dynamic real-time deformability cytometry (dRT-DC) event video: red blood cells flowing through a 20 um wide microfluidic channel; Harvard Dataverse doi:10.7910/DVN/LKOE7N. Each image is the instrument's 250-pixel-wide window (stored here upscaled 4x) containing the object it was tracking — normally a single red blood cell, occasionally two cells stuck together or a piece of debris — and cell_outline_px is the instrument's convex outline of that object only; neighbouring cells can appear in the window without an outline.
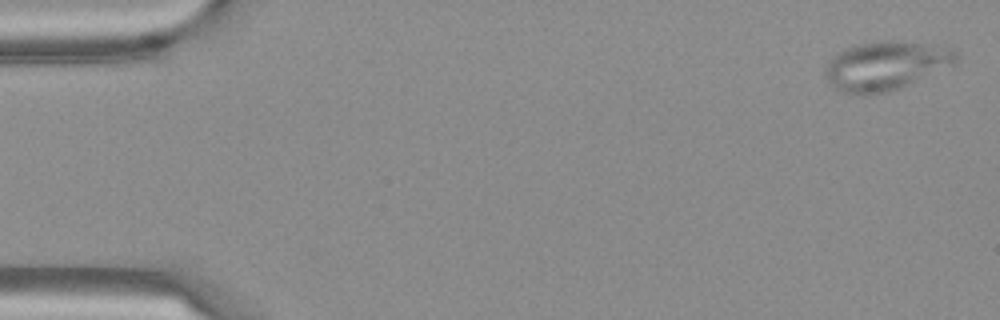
{"species": "Egyptian fruit bat (a non-hibernating species)", "species_latin": "Rousettus aegyptiacus", "temperature_condition": "warm", "stored_images_in_passage": 53, "camera_frame_rate_fps": 3000, "um_per_image_px": 0.085, "frame": {"image": 1, "passage_image": 2, "time_ms": 0.333, "image_size_px": [1000, 320], "cell_outline_px": [[960, 56], [956, 64], [892, 92], [868, 96], [852, 96], [840, 92], [832, 88], [824, 76], [824, 72], [828, 60], [832, 56], [844, 48], [856, 44], [880, 40], [892, 40], [952, 48]], "centroid_in_image_um": [75.23, 5.63], "position_along_channel_um": 9.8, "area_um2": 38.38}}
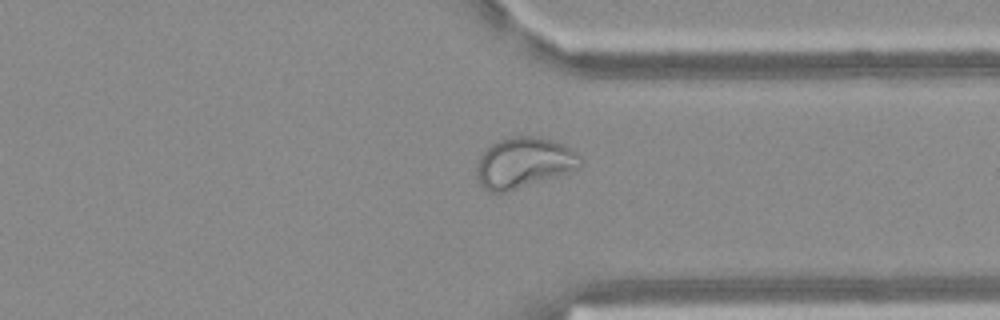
{"frame": {"image": 2, "passage_image": 41, "time_ms": 13.333, "image_size_px": [1000, 320], "cell_outline_px": [[580, 164], [576, 168], [568, 172], [556, 176], [504, 192], [488, 192], [480, 184], [476, 172], [476, 168], [480, 156], [492, 144], [500, 140], [512, 136], [536, 136], [552, 140], [564, 144], [572, 148], [580, 156]], "centroid_in_image_um": [44.51, 13.81], "position_along_channel_um": 366.9, "area_um2": 30.11}}
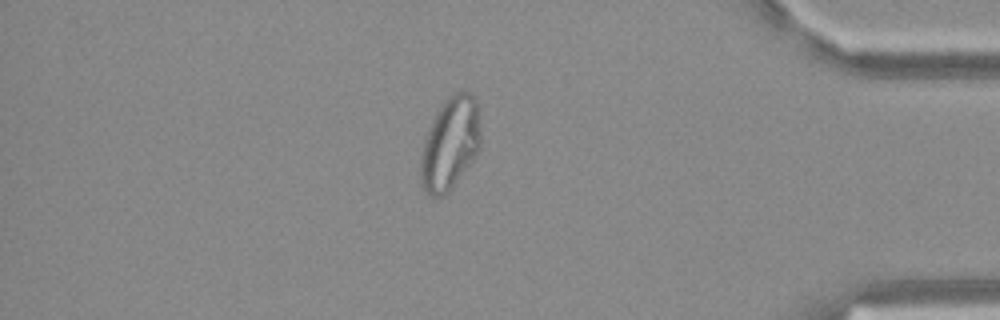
{"frame": {"image": 3, "passage_image": 46, "time_ms": 15.0, "image_size_px": [1000, 320], "cell_outline_px": [[480, 148], [472, 160], [448, 192], [444, 196], [432, 196], [424, 192], [420, 180], [420, 164], [424, 140], [428, 128], [440, 104], [448, 96], [456, 92], [468, 92], [476, 100], [480, 116]], "centroid_in_image_um": [38.25, 12.19], "position_along_channel_um": 397.0, "area_um2": 32.43}}